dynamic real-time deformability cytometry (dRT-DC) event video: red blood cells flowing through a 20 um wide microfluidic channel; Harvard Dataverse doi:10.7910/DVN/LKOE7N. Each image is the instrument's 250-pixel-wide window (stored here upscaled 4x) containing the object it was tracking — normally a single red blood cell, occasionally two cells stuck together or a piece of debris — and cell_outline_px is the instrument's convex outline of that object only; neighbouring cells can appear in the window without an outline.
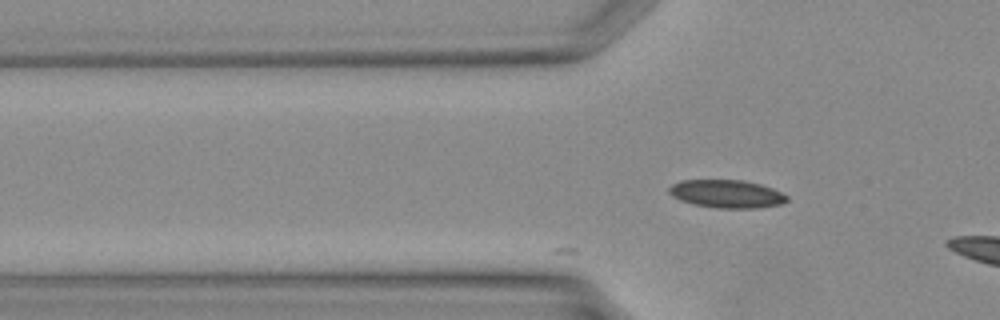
{"species": "Egyptian fruit bat (a non-hibernating species)", "species_latin": "Rousettus aegyptiacus", "temperature_condition": "warm", "stored_images_in_passage": 3, "camera_frame_rate_fps": 3000, "um_per_image_px": 0.085, "animal": {"sex": "female"}, "frame": {"image": 1, "passage_image": 3, "time_ms": 0.667, "image_size_px": [1000, 320], "cell_outline_px": [[788, 200], [780, 204], [760, 208], [720, 208], [692, 204], [680, 200], [672, 196], [668, 192], [668, 188], [672, 184], [680, 180], [744, 180], [760, 184], [772, 188], [788, 196]], "centroid_in_image_um": [61.75, 16.47], "position_along_channel_um": 64.0, "area_um2": 19.31}}